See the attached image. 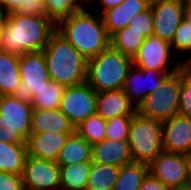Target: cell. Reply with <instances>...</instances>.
I'll return each mask as SVG.
<instances>
[{
    "label": "cell",
    "mask_w": 191,
    "mask_h": 190,
    "mask_svg": "<svg viewBox=\"0 0 191 190\" xmlns=\"http://www.w3.org/2000/svg\"><path fill=\"white\" fill-rule=\"evenodd\" d=\"M55 31L56 24L46 16L10 12L2 25L0 50L18 56L43 51Z\"/></svg>",
    "instance_id": "cell-1"
},
{
    "label": "cell",
    "mask_w": 191,
    "mask_h": 190,
    "mask_svg": "<svg viewBox=\"0 0 191 190\" xmlns=\"http://www.w3.org/2000/svg\"><path fill=\"white\" fill-rule=\"evenodd\" d=\"M56 31L86 60L95 57L110 46V36L101 15L94 16L88 9L60 20L56 24Z\"/></svg>",
    "instance_id": "cell-2"
},
{
    "label": "cell",
    "mask_w": 191,
    "mask_h": 190,
    "mask_svg": "<svg viewBox=\"0 0 191 190\" xmlns=\"http://www.w3.org/2000/svg\"><path fill=\"white\" fill-rule=\"evenodd\" d=\"M43 54L51 80L65 87L86 81V58L57 31L50 36Z\"/></svg>",
    "instance_id": "cell-3"
},
{
    "label": "cell",
    "mask_w": 191,
    "mask_h": 190,
    "mask_svg": "<svg viewBox=\"0 0 191 190\" xmlns=\"http://www.w3.org/2000/svg\"><path fill=\"white\" fill-rule=\"evenodd\" d=\"M132 58L111 46L87 60L86 82L98 93L123 89Z\"/></svg>",
    "instance_id": "cell-4"
},
{
    "label": "cell",
    "mask_w": 191,
    "mask_h": 190,
    "mask_svg": "<svg viewBox=\"0 0 191 190\" xmlns=\"http://www.w3.org/2000/svg\"><path fill=\"white\" fill-rule=\"evenodd\" d=\"M127 142L133 161L149 165L164 151L162 122L136 112L131 120Z\"/></svg>",
    "instance_id": "cell-5"
},
{
    "label": "cell",
    "mask_w": 191,
    "mask_h": 190,
    "mask_svg": "<svg viewBox=\"0 0 191 190\" xmlns=\"http://www.w3.org/2000/svg\"><path fill=\"white\" fill-rule=\"evenodd\" d=\"M181 69L169 74L155 92L149 94L137 112L153 120L164 122L178 114Z\"/></svg>",
    "instance_id": "cell-6"
},
{
    "label": "cell",
    "mask_w": 191,
    "mask_h": 190,
    "mask_svg": "<svg viewBox=\"0 0 191 190\" xmlns=\"http://www.w3.org/2000/svg\"><path fill=\"white\" fill-rule=\"evenodd\" d=\"M19 68L22 83L12 96L32 104L34 96L51 80L43 51L22 54Z\"/></svg>",
    "instance_id": "cell-7"
},
{
    "label": "cell",
    "mask_w": 191,
    "mask_h": 190,
    "mask_svg": "<svg viewBox=\"0 0 191 190\" xmlns=\"http://www.w3.org/2000/svg\"><path fill=\"white\" fill-rule=\"evenodd\" d=\"M96 96L97 92L86 81L66 87L59 110L75 128L96 114Z\"/></svg>",
    "instance_id": "cell-8"
},
{
    "label": "cell",
    "mask_w": 191,
    "mask_h": 190,
    "mask_svg": "<svg viewBox=\"0 0 191 190\" xmlns=\"http://www.w3.org/2000/svg\"><path fill=\"white\" fill-rule=\"evenodd\" d=\"M173 55H175V53L169 42L152 35L145 38V41L132 61L133 65L140 69H152L161 73H173L180 69V58L172 67H169Z\"/></svg>",
    "instance_id": "cell-9"
},
{
    "label": "cell",
    "mask_w": 191,
    "mask_h": 190,
    "mask_svg": "<svg viewBox=\"0 0 191 190\" xmlns=\"http://www.w3.org/2000/svg\"><path fill=\"white\" fill-rule=\"evenodd\" d=\"M153 35L171 43L185 17V0H152Z\"/></svg>",
    "instance_id": "cell-10"
},
{
    "label": "cell",
    "mask_w": 191,
    "mask_h": 190,
    "mask_svg": "<svg viewBox=\"0 0 191 190\" xmlns=\"http://www.w3.org/2000/svg\"><path fill=\"white\" fill-rule=\"evenodd\" d=\"M25 190H60V165L27 155L22 174Z\"/></svg>",
    "instance_id": "cell-11"
},
{
    "label": "cell",
    "mask_w": 191,
    "mask_h": 190,
    "mask_svg": "<svg viewBox=\"0 0 191 190\" xmlns=\"http://www.w3.org/2000/svg\"><path fill=\"white\" fill-rule=\"evenodd\" d=\"M149 172L172 190L187 187L186 154L161 152Z\"/></svg>",
    "instance_id": "cell-12"
},
{
    "label": "cell",
    "mask_w": 191,
    "mask_h": 190,
    "mask_svg": "<svg viewBox=\"0 0 191 190\" xmlns=\"http://www.w3.org/2000/svg\"><path fill=\"white\" fill-rule=\"evenodd\" d=\"M171 73H161L152 69H140L132 65L127 73L123 90L136 109L145 98L161 86L164 79Z\"/></svg>",
    "instance_id": "cell-13"
},
{
    "label": "cell",
    "mask_w": 191,
    "mask_h": 190,
    "mask_svg": "<svg viewBox=\"0 0 191 190\" xmlns=\"http://www.w3.org/2000/svg\"><path fill=\"white\" fill-rule=\"evenodd\" d=\"M163 150L169 153H191V118L175 114L162 122Z\"/></svg>",
    "instance_id": "cell-14"
},
{
    "label": "cell",
    "mask_w": 191,
    "mask_h": 190,
    "mask_svg": "<svg viewBox=\"0 0 191 190\" xmlns=\"http://www.w3.org/2000/svg\"><path fill=\"white\" fill-rule=\"evenodd\" d=\"M33 105L11 96H0V115L26 140L31 135Z\"/></svg>",
    "instance_id": "cell-15"
},
{
    "label": "cell",
    "mask_w": 191,
    "mask_h": 190,
    "mask_svg": "<svg viewBox=\"0 0 191 190\" xmlns=\"http://www.w3.org/2000/svg\"><path fill=\"white\" fill-rule=\"evenodd\" d=\"M152 0H124L121 4L101 12L107 33L111 36L129 25L130 20L146 11Z\"/></svg>",
    "instance_id": "cell-16"
},
{
    "label": "cell",
    "mask_w": 191,
    "mask_h": 190,
    "mask_svg": "<svg viewBox=\"0 0 191 190\" xmlns=\"http://www.w3.org/2000/svg\"><path fill=\"white\" fill-rule=\"evenodd\" d=\"M71 134L73 133L46 132L31 134L26 140L28 155L57 162L60 150Z\"/></svg>",
    "instance_id": "cell-17"
},
{
    "label": "cell",
    "mask_w": 191,
    "mask_h": 190,
    "mask_svg": "<svg viewBox=\"0 0 191 190\" xmlns=\"http://www.w3.org/2000/svg\"><path fill=\"white\" fill-rule=\"evenodd\" d=\"M137 112L123 89L101 91L96 96V113L104 120L117 116H133Z\"/></svg>",
    "instance_id": "cell-18"
},
{
    "label": "cell",
    "mask_w": 191,
    "mask_h": 190,
    "mask_svg": "<svg viewBox=\"0 0 191 190\" xmlns=\"http://www.w3.org/2000/svg\"><path fill=\"white\" fill-rule=\"evenodd\" d=\"M92 162L121 168L133 163V157L127 141L104 139L92 145Z\"/></svg>",
    "instance_id": "cell-19"
},
{
    "label": "cell",
    "mask_w": 191,
    "mask_h": 190,
    "mask_svg": "<svg viewBox=\"0 0 191 190\" xmlns=\"http://www.w3.org/2000/svg\"><path fill=\"white\" fill-rule=\"evenodd\" d=\"M46 132L74 133L75 128L59 109L33 108L31 134Z\"/></svg>",
    "instance_id": "cell-20"
},
{
    "label": "cell",
    "mask_w": 191,
    "mask_h": 190,
    "mask_svg": "<svg viewBox=\"0 0 191 190\" xmlns=\"http://www.w3.org/2000/svg\"><path fill=\"white\" fill-rule=\"evenodd\" d=\"M18 55L0 50V96H11L22 83Z\"/></svg>",
    "instance_id": "cell-21"
},
{
    "label": "cell",
    "mask_w": 191,
    "mask_h": 190,
    "mask_svg": "<svg viewBox=\"0 0 191 190\" xmlns=\"http://www.w3.org/2000/svg\"><path fill=\"white\" fill-rule=\"evenodd\" d=\"M80 162H92V145L74 132L60 150L57 163L64 166Z\"/></svg>",
    "instance_id": "cell-22"
},
{
    "label": "cell",
    "mask_w": 191,
    "mask_h": 190,
    "mask_svg": "<svg viewBox=\"0 0 191 190\" xmlns=\"http://www.w3.org/2000/svg\"><path fill=\"white\" fill-rule=\"evenodd\" d=\"M27 155V144L0 142V171L23 174Z\"/></svg>",
    "instance_id": "cell-23"
},
{
    "label": "cell",
    "mask_w": 191,
    "mask_h": 190,
    "mask_svg": "<svg viewBox=\"0 0 191 190\" xmlns=\"http://www.w3.org/2000/svg\"><path fill=\"white\" fill-rule=\"evenodd\" d=\"M90 169L91 162L60 166V190H85Z\"/></svg>",
    "instance_id": "cell-24"
},
{
    "label": "cell",
    "mask_w": 191,
    "mask_h": 190,
    "mask_svg": "<svg viewBox=\"0 0 191 190\" xmlns=\"http://www.w3.org/2000/svg\"><path fill=\"white\" fill-rule=\"evenodd\" d=\"M144 41L145 37L142 33L132 30L129 26L118 30L110 36V46L132 59Z\"/></svg>",
    "instance_id": "cell-25"
},
{
    "label": "cell",
    "mask_w": 191,
    "mask_h": 190,
    "mask_svg": "<svg viewBox=\"0 0 191 190\" xmlns=\"http://www.w3.org/2000/svg\"><path fill=\"white\" fill-rule=\"evenodd\" d=\"M149 173V165L133 162L122 166L113 190H139Z\"/></svg>",
    "instance_id": "cell-26"
},
{
    "label": "cell",
    "mask_w": 191,
    "mask_h": 190,
    "mask_svg": "<svg viewBox=\"0 0 191 190\" xmlns=\"http://www.w3.org/2000/svg\"><path fill=\"white\" fill-rule=\"evenodd\" d=\"M119 172V167L91 162L87 188L113 190Z\"/></svg>",
    "instance_id": "cell-27"
},
{
    "label": "cell",
    "mask_w": 191,
    "mask_h": 190,
    "mask_svg": "<svg viewBox=\"0 0 191 190\" xmlns=\"http://www.w3.org/2000/svg\"><path fill=\"white\" fill-rule=\"evenodd\" d=\"M65 86L53 80L44 86L37 95L34 96L33 108L45 110L59 109Z\"/></svg>",
    "instance_id": "cell-28"
},
{
    "label": "cell",
    "mask_w": 191,
    "mask_h": 190,
    "mask_svg": "<svg viewBox=\"0 0 191 190\" xmlns=\"http://www.w3.org/2000/svg\"><path fill=\"white\" fill-rule=\"evenodd\" d=\"M46 17L55 24L70 15L86 9L80 0H45L43 5Z\"/></svg>",
    "instance_id": "cell-29"
},
{
    "label": "cell",
    "mask_w": 191,
    "mask_h": 190,
    "mask_svg": "<svg viewBox=\"0 0 191 190\" xmlns=\"http://www.w3.org/2000/svg\"><path fill=\"white\" fill-rule=\"evenodd\" d=\"M75 132L91 145L100 143L106 136V120L96 113L75 127Z\"/></svg>",
    "instance_id": "cell-30"
},
{
    "label": "cell",
    "mask_w": 191,
    "mask_h": 190,
    "mask_svg": "<svg viewBox=\"0 0 191 190\" xmlns=\"http://www.w3.org/2000/svg\"><path fill=\"white\" fill-rule=\"evenodd\" d=\"M133 116H117L106 120V136L108 140L127 141Z\"/></svg>",
    "instance_id": "cell-31"
},
{
    "label": "cell",
    "mask_w": 191,
    "mask_h": 190,
    "mask_svg": "<svg viewBox=\"0 0 191 190\" xmlns=\"http://www.w3.org/2000/svg\"><path fill=\"white\" fill-rule=\"evenodd\" d=\"M170 44L175 54L177 51L191 53V22L188 18L182 19Z\"/></svg>",
    "instance_id": "cell-32"
},
{
    "label": "cell",
    "mask_w": 191,
    "mask_h": 190,
    "mask_svg": "<svg viewBox=\"0 0 191 190\" xmlns=\"http://www.w3.org/2000/svg\"><path fill=\"white\" fill-rule=\"evenodd\" d=\"M129 27L136 32L142 33L145 38L153 35V13L151 6L144 12L134 16L130 22Z\"/></svg>",
    "instance_id": "cell-33"
},
{
    "label": "cell",
    "mask_w": 191,
    "mask_h": 190,
    "mask_svg": "<svg viewBox=\"0 0 191 190\" xmlns=\"http://www.w3.org/2000/svg\"><path fill=\"white\" fill-rule=\"evenodd\" d=\"M178 114L191 118V79L182 70Z\"/></svg>",
    "instance_id": "cell-34"
},
{
    "label": "cell",
    "mask_w": 191,
    "mask_h": 190,
    "mask_svg": "<svg viewBox=\"0 0 191 190\" xmlns=\"http://www.w3.org/2000/svg\"><path fill=\"white\" fill-rule=\"evenodd\" d=\"M0 142L26 144V139L0 115Z\"/></svg>",
    "instance_id": "cell-35"
},
{
    "label": "cell",
    "mask_w": 191,
    "mask_h": 190,
    "mask_svg": "<svg viewBox=\"0 0 191 190\" xmlns=\"http://www.w3.org/2000/svg\"><path fill=\"white\" fill-rule=\"evenodd\" d=\"M0 190H25L22 174L0 171Z\"/></svg>",
    "instance_id": "cell-36"
},
{
    "label": "cell",
    "mask_w": 191,
    "mask_h": 190,
    "mask_svg": "<svg viewBox=\"0 0 191 190\" xmlns=\"http://www.w3.org/2000/svg\"><path fill=\"white\" fill-rule=\"evenodd\" d=\"M13 13L29 16H46L43 5L36 0L22 1V3L18 5Z\"/></svg>",
    "instance_id": "cell-37"
},
{
    "label": "cell",
    "mask_w": 191,
    "mask_h": 190,
    "mask_svg": "<svg viewBox=\"0 0 191 190\" xmlns=\"http://www.w3.org/2000/svg\"><path fill=\"white\" fill-rule=\"evenodd\" d=\"M139 190H172L169 186L163 184L158 178H155L150 172L146 175Z\"/></svg>",
    "instance_id": "cell-38"
},
{
    "label": "cell",
    "mask_w": 191,
    "mask_h": 190,
    "mask_svg": "<svg viewBox=\"0 0 191 190\" xmlns=\"http://www.w3.org/2000/svg\"><path fill=\"white\" fill-rule=\"evenodd\" d=\"M23 0H0V10L4 14L13 12Z\"/></svg>",
    "instance_id": "cell-39"
},
{
    "label": "cell",
    "mask_w": 191,
    "mask_h": 190,
    "mask_svg": "<svg viewBox=\"0 0 191 190\" xmlns=\"http://www.w3.org/2000/svg\"><path fill=\"white\" fill-rule=\"evenodd\" d=\"M190 55L191 53H189L188 57H183L182 59H180V69L183 71V73L187 77L191 79V56Z\"/></svg>",
    "instance_id": "cell-40"
},
{
    "label": "cell",
    "mask_w": 191,
    "mask_h": 190,
    "mask_svg": "<svg viewBox=\"0 0 191 190\" xmlns=\"http://www.w3.org/2000/svg\"><path fill=\"white\" fill-rule=\"evenodd\" d=\"M95 2H93L92 4L96 3L97 1L99 2L98 4L102 5V9L100 11H105L111 7L117 6L119 4H121L124 0H94Z\"/></svg>",
    "instance_id": "cell-41"
},
{
    "label": "cell",
    "mask_w": 191,
    "mask_h": 190,
    "mask_svg": "<svg viewBox=\"0 0 191 190\" xmlns=\"http://www.w3.org/2000/svg\"><path fill=\"white\" fill-rule=\"evenodd\" d=\"M187 187L191 189V153L186 155Z\"/></svg>",
    "instance_id": "cell-42"
},
{
    "label": "cell",
    "mask_w": 191,
    "mask_h": 190,
    "mask_svg": "<svg viewBox=\"0 0 191 190\" xmlns=\"http://www.w3.org/2000/svg\"><path fill=\"white\" fill-rule=\"evenodd\" d=\"M185 17L191 22V0H185Z\"/></svg>",
    "instance_id": "cell-43"
},
{
    "label": "cell",
    "mask_w": 191,
    "mask_h": 190,
    "mask_svg": "<svg viewBox=\"0 0 191 190\" xmlns=\"http://www.w3.org/2000/svg\"><path fill=\"white\" fill-rule=\"evenodd\" d=\"M5 18H6V14L0 12V35H1V29H2V25L5 21Z\"/></svg>",
    "instance_id": "cell-44"
},
{
    "label": "cell",
    "mask_w": 191,
    "mask_h": 190,
    "mask_svg": "<svg viewBox=\"0 0 191 190\" xmlns=\"http://www.w3.org/2000/svg\"><path fill=\"white\" fill-rule=\"evenodd\" d=\"M80 2L83 4V2H84V4H91V3H93L94 2V0H80ZM91 2V3H90Z\"/></svg>",
    "instance_id": "cell-45"
},
{
    "label": "cell",
    "mask_w": 191,
    "mask_h": 190,
    "mask_svg": "<svg viewBox=\"0 0 191 190\" xmlns=\"http://www.w3.org/2000/svg\"><path fill=\"white\" fill-rule=\"evenodd\" d=\"M23 1H35V0H23ZM38 2H40L42 5H44L45 3V0H36Z\"/></svg>",
    "instance_id": "cell-46"
},
{
    "label": "cell",
    "mask_w": 191,
    "mask_h": 190,
    "mask_svg": "<svg viewBox=\"0 0 191 190\" xmlns=\"http://www.w3.org/2000/svg\"><path fill=\"white\" fill-rule=\"evenodd\" d=\"M173 190H191V189L188 187H185V188H179V189H173Z\"/></svg>",
    "instance_id": "cell-47"
},
{
    "label": "cell",
    "mask_w": 191,
    "mask_h": 190,
    "mask_svg": "<svg viewBox=\"0 0 191 190\" xmlns=\"http://www.w3.org/2000/svg\"><path fill=\"white\" fill-rule=\"evenodd\" d=\"M85 190H97V189H94V188H86ZM99 190V189H98Z\"/></svg>",
    "instance_id": "cell-48"
}]
</instances>
